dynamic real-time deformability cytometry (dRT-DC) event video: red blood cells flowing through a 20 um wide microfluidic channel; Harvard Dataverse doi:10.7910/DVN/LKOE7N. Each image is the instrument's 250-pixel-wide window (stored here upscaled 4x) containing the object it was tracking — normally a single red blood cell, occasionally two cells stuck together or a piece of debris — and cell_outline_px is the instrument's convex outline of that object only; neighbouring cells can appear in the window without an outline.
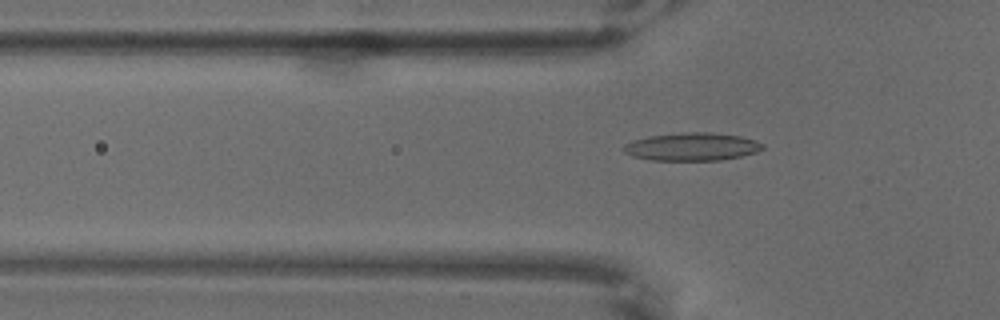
{"species": "common noctule bat (a hibernating species)", "species_latin": "Nyctalus noctula", "temperature_condition": "warm", "stored_images_in_passage": 66, "camera_frame_rate_fps": 3000, "um_per_image_px": 0.085, "animal": {"sex": "male", "body_mass_g": 18.8}, "frame": {"image": 1, "passage_image": 22, "time_ms": 7.0, "image_size_px": [1000, 320], "cell_outline_px": [[764, 148], [756, 152], [740, 156], [720, 160], [652, 160], [632, 156], [624, 152], [624, 144], [632, 140], [648, 136], [680, 132], [712, 132], [740, 136], [756, 140], [764, 144]], "centroid_in_image_um": [58.81, 12.46], "position_along_channel_um": 67.0, "area_um2": 22.72}}
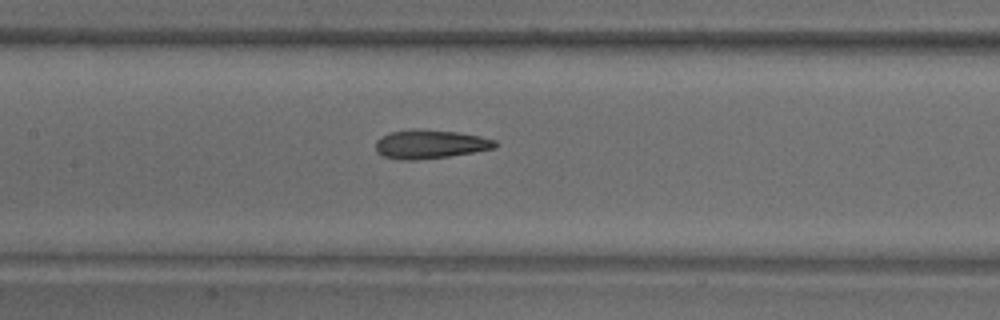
{"frame": {"image": 2, "passage_image": 32, "time_ms": 10.333, "image_size_px": [1000, 320], "cell_outline_px": [[496, 148], [448, 156], [412, 160], [400, 160], [384, 156], [376, 152], [376, 140], [380, 136], [388, 132], [416, 128], [460, 132], [480, 136], [496, 140]], "centroid_in_image_um": [36.52, 12.24], "position_along_channel_um": 170.9, "area_um2": 20.17}}
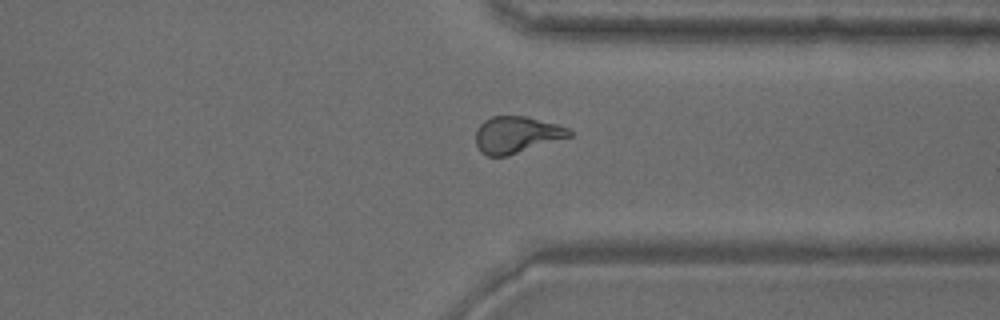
{"frame": {"image": 3, "passage_image": 51, "time_ms": 16.667, "image_size_px": [1000, 320], "cell_outline_px": [[572, 136], [508, 156], [488, 156], [480, 152], [476, 144], [476, 132], [480, 124], [484, 120], [492, 116], [528, 116], [556, 124], [568, 128], [572, 132]], "centroid_in_image_um": [43.9, 11.45], "position_along_channel_um": 367.5, "area_um2": 20.06}}